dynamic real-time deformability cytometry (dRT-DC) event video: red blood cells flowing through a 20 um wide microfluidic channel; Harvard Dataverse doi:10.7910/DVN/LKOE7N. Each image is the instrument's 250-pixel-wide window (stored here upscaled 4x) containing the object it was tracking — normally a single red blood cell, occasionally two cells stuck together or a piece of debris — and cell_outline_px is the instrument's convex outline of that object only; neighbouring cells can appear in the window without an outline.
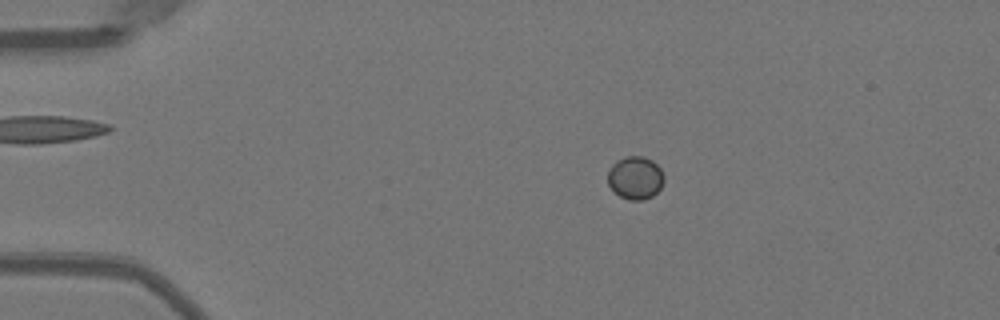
{"species": "Egyptian fruit bat (a non-hibernating species)", "species_latin": "Rousettus aegyptiacus", "temperature_condition": "warm", "stored_images_in_passage": 43, "camera_frame_rate_fps": 3000, "um_per_image_px": 0.085, "animal": {"sex": "female"}, "frame": {"image": 1, "passage_image": 11, "time_ms": 3.333, "image_size_px": [1000, 320], "cell_outline_px": [[664, 180], [660, 188], [652, 196], [644, 200], [628, 200], [620, 196], [608, 184], [608, 172], [612, 164], [616, 160], [624, 156], [644, 156], [652, 160], [660, 168], [664, 176]], "centroid_in_image_um": [54.0, 15.1], "position_along_channel_um": 31.0, "area_um2": 14.1}}
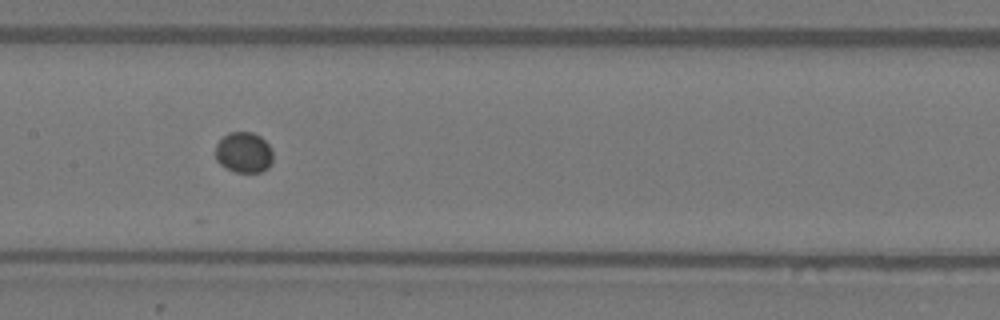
{"frame": {"image": 2, "passage_image": 27, "time_ms": 8.667, "image_size_px": [1000, 320], "cell_outline_px": [[272, 164], [268, 168], [260, 172], [236, 172], [220, 164], [216, 160], [216, 144], [228, 132], [252, 132], [260, 136], [268, 144], [272, 152]], "centroid_in_image_um": [20.73, 12.96], "position_along_channel_um": 186.7, "area_um2": 13.58}}
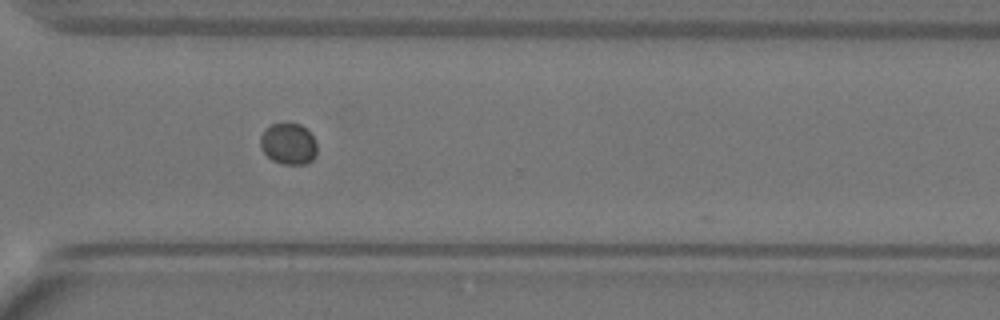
{"frame": {"image": 3, "passage_image": 39, "time_ms": 12.667, "image_size_px": [1000, 320], "cell_outline_px": [[316, 156], [308, 164], [284, 164], [272, 160], [260, 148], [260, 136], [272, 124], [300, 124], [312, 136], [316, 144]], "centroid_in_image_um": [24.52, 12.26], "position_along_channel_um": 346.1, "area_um2": 13.41}}